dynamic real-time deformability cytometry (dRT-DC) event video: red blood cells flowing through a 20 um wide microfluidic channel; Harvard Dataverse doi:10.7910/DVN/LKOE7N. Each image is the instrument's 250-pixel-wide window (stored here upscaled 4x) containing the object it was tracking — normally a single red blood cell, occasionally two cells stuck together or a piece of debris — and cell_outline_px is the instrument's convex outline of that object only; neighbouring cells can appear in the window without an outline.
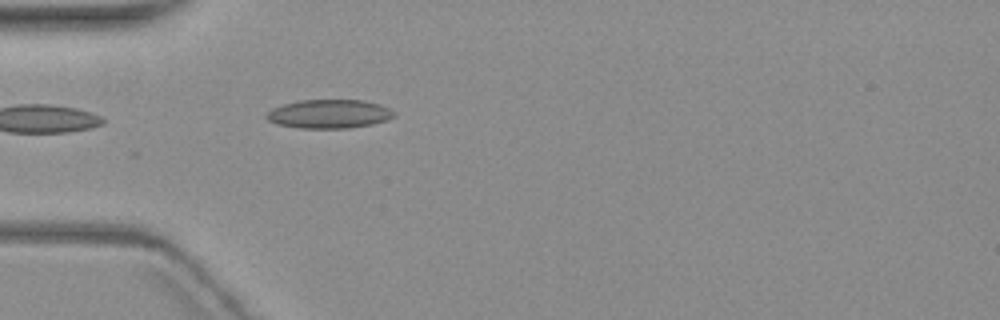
{"species": "common noctule bat (a hibernating species)", "species_latin": "Nyctalus noctula", "temperature_condition": "warm", "stored_images_in_passage": 5, "camera_frame_rate_fps": 3000, "um_per_image_px": 0.085, "animal": {"sex": "female", "body_mass_g": 19.3, "forearm_length_mm": 54.1}, "frame": {"image": 1, "passage_image": 5, "time_ms": 4.667, "image_size_px": [1000, 320], "cell_outline_px": [[396, 116], [388, 120], [372, 124], [348, 128], [296, 128], [276, 124], [268, 120], [264, 116], [272, 108], [284, 104], [300, 100], [364, 100], [380, 104], [396, 112]], "centroid_in_image_um": [27.99, 9.68], "position_along_channel_um": 57.0, "area_um2": 21.56}}